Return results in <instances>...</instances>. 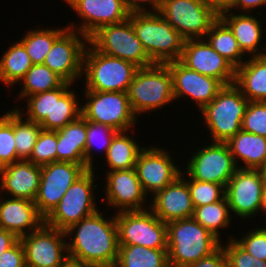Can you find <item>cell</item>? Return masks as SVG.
Segmentation results:
<instances>
[{"label":"cell","instance_id":"43","mask_svg":"<svg viewBox=\"0 0 266 267\" xmlns=\"http://www.w3.org/2000/svg\"><path fill=\"white\" fill-rule=\"evenodd\" d=\"M226 242L227 246L222 245V247L227 257L228 267H266V261L256 259L243 249L234 237L229 236Z\"/></svg>","mask_w":266,"mask_h":267},{"label":"cell","instance_id":"38","mask_svg":"<svg viewBox=\"0 0 266 267\" xmlns=\"http://www.w3.org/2000/svg\"><path fill=\"white\" fill-rule=\"evenodd\" d=\"M118 131L113 128L103 125L101 123H96L93 121H87V134H86V146H85V163L90 169H94V160L92 151L95 150L93 146L103 149L105 155L110 146L112 138ZM102 141V142H101Z\"/></svg>","mask_w":266,"mask_h":267},{"label":"cell","instance_id":"14","mask_svg":"<svg viewBox=\"0 0 266 267\" xmlns=\"http://www.w3.org/2000/svg\"><path fill=\"white\" fill-rule=\"evenodd\" d=\"M265 182L261 170L238 168L225 187L230 211L242 219L263 214Z\"/></svg>","mask_w":266,"mask_h":267},{"label":"cell","instance_id":"22","mask_svg":"<svg viewBox=\"0 0 266 267\" xmlns=\"http://www.w3.org/2000/svg\"><path fill=\"white\" fill-rule=\"evenodd\" d=\"M105 201L116 212L148 209V196L142 188L135 168L106 172ZM146 207V208H145Z\"/></svg>","mask_w":266,"mask_h":267},{"label":"cell","instance_id":"12","mask_svg":"<svg viewBox=\"0 0 266 267\" xmlns=\"http://www.w3.org/2000/svg\"><path fill=\"white\" fill-rule=\"evenodd\" d=\"M119 245L167 249V223L151 209L114 212Z\"/></svg>","mask_w":266,"mask_h":267},{"label":"cell","instance_id":"18","mask_svg":"<svg viewBox=\"0 0 266 267\" xmlns=\"http://www.w3.org/2000/svg\"><path fill=\"white\" fill-rule=\"evenodd\" d=\"M179 61L190 70L218 79L223 85L235 83L236 68L204 39L185 40Z\"/></svg>","mask_w":266,"mask_h":267},{"label":"cell","instance_id":"17","mask_svg":"<svg viewBox=\"0 0 266 267\" xmlns=\"http://www.w3.org/2000/svg\"><path fill=\"white\" fill-rule=\"evenodd\" d=\"M66 233L46 225L20 238L26 267H59L67 257Z\"/></svg>","mask_w":266,"mask_h":267},{"label":"cell","instance_id":"11","mask_svg":"<svg viewBox=\"0 0 266 267\" xmlns=\"http://www.w3.org/2000/svg\"><path fill=\"white\" fill-rule=\"evenodd\" d=\"M81 115L87 121L107 125L114 130L130 131L137 117L130 106L127 92L85 91Z\"/></svg>","mask_w":266,"mask_h":267},{"label":"cell","instance_id":"54","mask_svg":"<svg viewBox=\"0 0 266 267\" xmlns=\"http://www.w3.org/2000/svg\"><path fill=\"white\" fill-rule=\"evenodd\" d=\"M87 267H111L108 265H88Z\"/></svg>","mask_w":266,"mask_h":267},{"label":"cell","instance_id":"21","mask_svg":"<svg viewBox=\"0 0 266 267\" xmlns=\"http://www.w3.org/2000/svg\"><path fill=\"white\" fill-rule=\"evenodd\" d=\"M172 75L174 99L188 96L199 111L209 104L224 86L218 79L188 69L179 60L166 63Z\"/></svg>","mask_w":266,"mask_h":267},{"label":"cell","instance_id":"5","mask_svg":"<svg viewBox=\"0 0 266 267\" xmlns=\"http://www.w3.org/2000/svg\"><path fill=\"white\" fill-rule=\"evenodd\" d=\"M139 67L99 52L90 42L83 56L85 91L127 92Z\"/></svg>","mask_w":266,"mask_h":267},{"label":"cell","instance_id":"34","mask_svg":"<svg viewBox=\"0 0 266 267\" xmlns=\"http://www.w3.org/2000/svg\"><path fill=\"white\" fill-rule=\"evenodd\" d=\"M68 29L38 28L29 30L20 43L25 47L26 53L32 60L33 65L43 64L45 57L53 46V43Z\"/></svg>","mask_w":266,"mask_h":267},{"label":"cell","instance_id":"6","mask_svg":"<svg viewBox=\"0 0 266 267\" xmlns=\"http://www.w3.org/2000/svg\"><path fill=\"white\" fill-rule=\"evenodd\" d=\"M249 101L235 84L224 85L200 111L212 135L211 142H227L241 130Z\"/></svg>","mask_w":266,"mask_h":267},{"label":"cell","instance_id":"53","mask_svg":"<svg viewBox=\"0 0 266 267\" xmlns=\"http://www.w3.org/2000/svg\"><path fill=\"white\" fill-rule=\"evenodd\" d=\"M262 172V175L264 176V178L266 179V161L265 164L263 165V167L260 169Z\"/></svg>","mask_w":266,"mask_h":267},{"label":"cell","instance_id":"42","mask_svg":"<svg viewBox=\"0 0 266 267\" xmlns=\"http://www.w3.org/2000/svg\"><path fill=\"white\" fill-rule=\"evenodd\" d=\"M243 131L266 137V102H249L243 116Z\"/></svg>","mask_w":266,"mask_h":267},{"label":"cell","instance_id":"30","mask_svg":"<svg viewBox=\"0 0 266 267\" xmlns=\"http://www.w3.org/2000/svg\"><path fill=\"white\" fill-rule=\"evenodd\" d=\"M139 146L128 131L117 132L104 156L109 166L106 172L135 168L138 155L144 148Z\"/></svg>","mask_w":266,"mask_h":267},{"label":"cell","instance_id":"55","mask_svg":"<svg viewBox=\"0 0 266 267\" xmlns=\"http://www.w3.org/2000/svg\"><path fill=\"white\" fill-rule=\"evenodd\" d=\"M265 212V213H264ZM263 213L265 214V217H266V209H263ZM265 225H266V219H265ZM263 228H265L266 229V226H263Z\"/></svg>","mask_w":266,"mask_h":267},{"label":"cell","instance_id":"28","mask_svg":"<svg viewBox=\"0 0 266 267\" xmlns=\"http://www.w3.org/2000/svg\"><path fill=\"white\" fill-rule=\"evenodd\" d=\"M226 144L239 169L260 170L266 161V137L243 131L237 132ZM241 160L243 166L237 164Z\"/></svg>","mask_w":266,"mask_h":267},{"label":"cell","instance_id":"52","mask_svg":"<svg viewBox=\"0 0 266 267\" xmlns=\"http://www.w3.org/2000/svg\"><path fill=\"white\" fill-rule=\"evenodd\" d=\"M263 209H266V182H265V186H264Z\"/></svg>","mask_w":266,"mask_h":267},{"label":"cell","instance_id":"33","mask_svg":"<svg viewBox=\"0 0 266 267\" xmlns=\"http://www.w3.org/2000/svg\"><path fill=\"white\" fill-rule=\"evenodd\" d=\"M33 63L19 40L0 59V82L7 87L20 83Z\"/></svg>","mask_w":266,"mask_h":267},{"label":"cell","instance_id":"24","mask_svg":"<svg viewBox=\"0 0 266 267\" xmlns=\"http://www.w3.org/2000/svg\"><path fill=\"white\" fill-rule=\"evenodd\" d=\"M41 180V166L21 159L0 168V189L12 198L35 200Z\"/></svg>","mask_w":266,"mask_h":267},{"label":"cell","instance_id":"47","mask_svg":"<svg viewBox=\"0 0 266 267\" xmlns=\"http://www.w3.org/2000/svg\"><path fill=\"white\" fill-rule=\"evenodd\" d=\"M122 1L130 13H142V12H158L164 0H122ZM147 3L149 6L152 7L151 11L147 9L146 6Z\"/></svg>","mask_w":266,"mask_h":267},{"label":"cell","instance_id":"31","mask_svg":"<svg viewBox=\"0 0 266 267\" xmlns=\"http://www.w3.org/2000/svg\"><path fill=\"white\" fill-rule=\"evenodd\" d=\"M204 40L236 69L245 62V54L241 51L232 30L220 17L206 33Z\"/></svg>","mask_w":266,"mask_h":267},{"label":"cell","instance_id":"23","mask_svg":"<svg viewBox=\"0 0 266 267\" xmlns=\"http://www.w3.org/2000/svg\"><path fill=\"white\" fill-rule=\"evenodd\" d=\"M184 173L172 183L156 192L151 199L150 209L164 223H169L194 215V206Z\"/></svg>","mask_w":266,"mask_h":267},{"label":"cell","instance_id":"37","mask_svg":"<svg viewBox=\"0 0 266 267\" xmlns=\"http://www.w3.org/2000/svg\"><path fill=\"white\" fill-rule=\"evenodd\" d=\"M23 115L14 109V140L17 157L27 160L36 144L41 126L38 123L23 119Z\"/></svg>","mask_w":266,"mask_h":267},{"label":"cell","instance_id":"50","mask_svg":"<svg viewBox=\"0 0 266 267\" xmlns=\"http://www.w3.org/2000/svg\"><path fill=\"white\" fill-rule=\"evenodd\" d=\"M88 264L83 263L81 260L67 255V257L61 262L59 267H87Z\"/></svg>","mask_w":266,"mask_h":267},{"label":"cell","instance_id":"8","mask_svg":"<svg viewBox=\"0 0 266 267\" xmlns=\"http://www.w3.org/2000/svg\"><path fill=\"white\" fill-rule=\"evenodd\" d=\"M94 173L95 168L87 170L68 188L58 205L45 218L46 225L65 231L99 210L94 202L96 197L93 192L97 187Z\"/></svg>","mask_w":266,"mask_h":267},{"label":"cell","instance_id":"35","mask_svg":"<svg viewBox=\"0 0 266 267\" xmlns=\"http://www.w3.org/2000/svg\"><path fill=\"white\" fill-rule=\"evenodd\" d=\"M65 81L44 64H35L26 72L20 81L22 89L19 92L20 99L27 98L45 91L59 88Z\"/></svg>","mask_w":266,"mask_h":267},{"label":"cell","instance_id":"44","mask_svg":"<svg viewBox=\"0 0 266 267\" xmlns=\"http://www.w3.org/2000/svg\"><path fill=\"white\" fill-rule=\"evenodd\" d=\"M250 231L235 241L256 259L266 261V229L257 227Z\"/></svg>","mask_w":266,"mask_h":267},{"label":"cell","instance_id":"51","mask_svg":"<svg viewBox=\"0 0 266 267\" xmlns=\"http://www.w3.org/2000/svg\"><path fill=\"white\" fill-rule=\"evenodd\" d=\"M210 6H213L218 12L226 10L233 0H204Z\"/></svg>","mask_w":266,"mask_h":267},{"label":"cell","instance_id":"10","mask_svg":"<svg viewBox=\"0 0 266 267\" xmlns=\"http://www.w3.org/2000/svg\"><path fill=\"white\" fill-rule=\"evenodd\" d=\"M158 13L185 40L204 39L219 12L204 0H164Z\"/></svg>","mask_w":266,"mask_h":267},{"label":"cell","instance_id":"1","mask_svg":"<svg viewBox=\"0 0 266 267\" xmlns=\"http://www.w3.org/2000/svg\"><path fill=\"white\" fill-rule=\"evenodd\" d=\"M65 233L67 238L74 235L73 239H69L73 241L67 242L69 256L88 265L115 266L119 251L115 215L109 219L98 210L93 215L71 225Z\"/></svg>","mask_w":266,"mask_h":267},{"label":"cell","instance_id":"2","mask_svg":"<svg viewBox=\"0 0 266 267\" xmlns=\"http://www.w3.org/2000/svg\"><path fill=\"white\" fill-rule=\"evenodd\" d=\"M220 245L221 240L193 217L167 223V251L170 267H187L210 255Z\"/></svg>","mask_w":266,"mask_h":267},{"label":"cell","instance_id":"41","mask_svg":"<svg viewBox=\"0 0 266 267\" xmlns=\"http://www.w3.org/2000/svg\"><path fill=\"white\" fill-rule=\"evenodd\" d=\"M188 188L194 207H200L220 201L225 196V188L220 184L192 179L186 175Z\"/></svg>","mask_w":266,"mask_h":267},{"label":"cell","instance_id":"25","mask_svg":"<svg viewBox=\"0 0 266 267\" xmlns=\"http://www.w3.org/2000/svg\"><path fill=\"white\" fill-rule=\"evenodd\" d=\"M44 223L45 218L38 212L33 201L12 197L5 200L0 197V228L20 239L39 229Z\"/></svg>","mask_w":266,"mask_h":267},{"label":"cell","instance_id":"16","mask_svg":"<svg viewBox=\"0 0 266 267\" xmlns=\"http://www.w3.org/2000/svg\"><path fill=\"white\" fill-rule=\"evenodd\" d=\"M88 43L86 35L68 28L53 43L43 64L65 82L74 84L83 75V56Z\"/></svg>","mask_w":266,"mask_h":267},{"label":"cell","instance_id":"36","mask_svg":"<svg viewBox=\"0 0 266 267\" xmlns=\"http://www.w3.org/2000/svg\"><path fill=\"white\" fill-rule=\"evenodd\" d=\"M193 218L220 240L219 229L229 227L232 219L226 196L218 202L194 207Z\"/></svg>","mask_w":266,"mask_h":267},{"label":"cell","instance_id":"9","mask_svg":"<svg viewBox=\"0 0 266 267\" xmlns=\"http://www.w3.org/2000/svg\"><path fill=\"white\" fill-rule=\"evenodd\" d=\"M89 42L101 53L131 62L139 68L155 64L138 39L131 20L100 27Z\"/></svg>","mask_w":266,"mask_h":267},{"label":"cell","instance_id":"39","mask_svg":"<svg viewBox=\"0 0 266 267\" xmlns=\"http://www.w3.org/2000/svg\"><path fill=\"white\" fill-rule=\"evenodd\" d=\"M20 159L14 140V109L0 116V168Z\"/></svg>","mask_w":266,"mask_h":267},{"label":"cell","instance_id":"20","mask_svg":"<svg viewBox=\"0 0 266 267\" xmlns=\"http://www.w3.org/2000/svg\"><path fill=\"white\" fill-rule=\"evenodd\" d=\"M65 3H68L83 21L79 27L73 22L67 27L88 38L100 27L123 22L130 16L122 0H65Z\"/></svg>","mask_w":266,"mask_h":267},{"label":"cell","instance_id":"46","mask_svg":"<svg viewBox=\"0 0 266 267\" xmlns=\"http://www.w3.org/2000/svg\"><path fill=\"white\" fill-rule=\"evenodd\" d=\"M187 267H228L227 257L221 245L210 255L201 258Z\"/></svg>","mask_w":266,"mask_h":267},{"label":"cell","instance_id":"4","mask_svg":"<svg viewBox=\"0 0 266 267\" xmlns=\"http://www.w3.org/2000/svg\"><path fill=\"white\" fill-rule=\"evenodd\" d=\"M138 39L154 63L179 60L185 39L158 12L130 13Z\"/></svg>","mask_w":266,"mask_h":267},{"label":"cell","instance_id":"45","mask_svg":"<svg viewBox=\"0 0 266 267\" xmlns=\"http://www.w3.org/2000/svg\"><path fill=\"white\" fill-rule=\"evenodd\" d=\"M0 267H26L25 251L20 240L0 254Z\"/></svg>","mask_w":266,"mask_h":267},{"label":"cell","instance_id":"7","mask_svg":"<svg viewBox=\"0 0 266 267\" xmlns=\"http://www.w3.org/2000/svg\"><path fill=\"white\" fill-rule=\"evenodd\" d=\"M127 95L132 111L137 116L163 108L173 102L172 75L167 64L155 63L139 68L129 85Z\"/></svg>","mask_w":266,"mask_h":267},{"label":"cell","instance_id":"13","mask_svg":"<svg viewBox=\"0 0 266 267\" xmlns=\"http://www.w3.org/2000/svg\"><path fill=\"white\" fill-rule=\"evenodd\" d=\"M210 144L192 155L186 172L182 173L192 179L220 184L225 188L238 168L226 142L212 141Z\"/></svg>","mask_w":266,"mask_h":267},{"label":"cell","instance_id":"19","mask_svg":"<svg viewBox=\"0 0 266 267\" xmlns=\"http://www.w3.org/2000/svg\"><path fill=\"white\" fill-rule=\"evenodd\" d=\"M169 152L161 147H144L138 155L135 170L143 190L152 196L181 175Z\"/></svg>","mask_w":266,"mask_h":267},{"label":"cell","instance_id":"40","mask_svg":"<svg viewBox=\"0 0 266 267\" xmlns=\"http://www.w3.org/2000/svg\"><path fill=\"white\" fill-rule=\"evenodd\" d=\"M57 131L41 129L30 157L35 165L43 166L57 161Z\"/></svg>","mask_w":266,"mask_h":267},{"label":"cell","instance_id":"3","mask_svg":"<svg viewBox=\"0 0 266 267\" xmlns=\"http://www.w3.org/2000/svg\"><path fill=\"white\" fill-rule=\"evenodd\" d=\"M73 84L64 82L59 88L45 91L26 98L27 111L16 106L26 119L40 124L42 129L57 131L81 115V105L76 93L71 89ZM73 90V91H71ZM26 113V114H25Z\"/></svg>","mask_w":266,"mask_h":267},{"label":"cell","instance_id":"49","mask_svg":"<svg viewBox=\"0 0 266 267\" xmlns=\"http://www.w3.org/2000/svg\"><path fill=\"white\" fill-rule=\"evenodd\" d=\"M19 240L15 234L0 228V254L13 247Z\"/></svg>","mask_w":266,"mask_h":267},{"label":"cell","instance_id":"48","mask_svg":"<svg viewBox=\"0 0 266 267\" xmlns=\"http://www.w3.org/2000/svg\"><path fill=\"white\" fill-rule=\"evenodd\" d=\"M266 6V0H233L231 5L226 9L228 11H234L233 9L241 10L240 13H250L255 8ZM246 12H245V11Z\"/></svg>","mask_w":266,"mask_h":267},{"label":"cell","instance_id":"29","mask_svg":"<svg viewBox=\"0 0 266 267\" xmlns=\"http://www.w3.org/2000/svg\"><path fill=\"white\" fill-rule=\"evenodd\" d=\"M247 58L236 69L235 84L249 102H266V55Z\"/></svg>","mask_w":266,"mask_h":267},{"label":"cell","instance_id":"27","mask_svg":"<svg viewBox=\"0 0 266 267\" xmlns=\"http://www.w3.org/2000/svg\"><path fill=\"white\" fill-rule=\"evenodd\" d=\"M86 134L87 120L82 115L57 130V161L81 164L89 170L85 163Z\"/></svg>","mask_w":266,"mask_h":267},{"label":"cell","instance_id":"15","mask_svg":"<svg viewBox=\"0 0 266 267\" xmlns=\"http://www.w3.org/2000/svg\"><path fill=\"white\" fill-rule=\"evenodd\" d=\"M87 170L81 164L55 161L41 166V180L34 200L38 212L46 218L58 205L68 188Z\"/></svg>","mask_w":266,"mask_h":267},{"label":"cell","instance_id":"32","mask_svg":"<svg viewBox=\"0 0 266 267\" xmlns=\"http://www.w3.org/2000/svg\"><path fill=\"white\" fill-rule=\"evenodd\" d=\"M114 267H170L168 251L140 245H119Z\"/></svg>","mask_w":266,"mask_h":267},{"label":"cell","instance_id":"26","mask_svg":"<svg viewBox=\"0 0 266 267\" xmlns=\"http://www.w3.org/2000/svg\"><path fill=\"white\" fill-rule=\"evenodd\" d=\"M234 13L222 10L219 12V17L232 30L241 51L244 54H250L251 57L266 55V47H260L263 37L262 21L260 22L257 17L249 15V13L248 15L247 13Z\"/></svg>","mask_w":266,"mask_h":267}]
</instances>
